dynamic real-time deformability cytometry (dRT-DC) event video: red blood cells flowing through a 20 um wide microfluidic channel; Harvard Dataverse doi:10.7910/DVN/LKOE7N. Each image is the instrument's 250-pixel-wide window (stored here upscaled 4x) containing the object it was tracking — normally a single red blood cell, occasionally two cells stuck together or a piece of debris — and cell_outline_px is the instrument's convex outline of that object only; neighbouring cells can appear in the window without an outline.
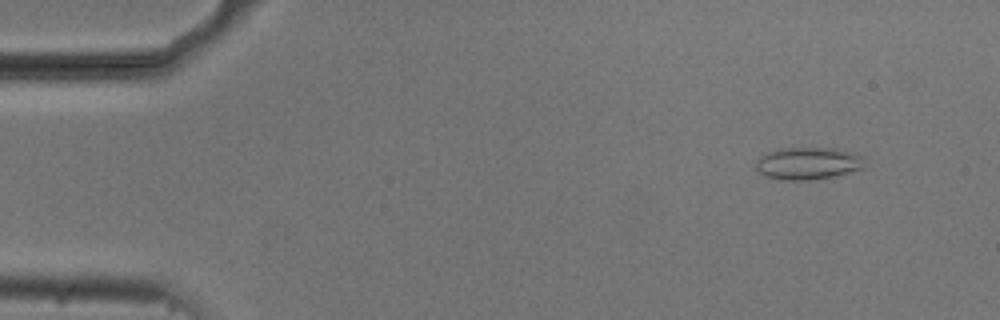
{"species": "common noctule bat (a hibernating species)", "species_latin": "Nyctalus noctula", "temperature_condition": "cold", "stored_images_in_passage": 54, "camera_frame_rate_fps": 3000, "um_per_image_px": 0.085, "animal": {"sex": "male", "body_mass_g": 20.5, "forearm_length_mm": 52.5}, "frame": {"image": 1, "passage_image": 5, "time_ms": 1.333, "image_size_px": [1000, 320], "cell_outline_px": [[864, 168], [836, 176], [808, 180], [780, 180], [764, 176], [756, 168], [756, 160], [760, 156], [776, 148], [836, 148], [852, 152], [864, 156]], "centroid_in_image_um": [68.68, 13.88], "position_along_channel_um": 16.3, "area_um2": 20.75}}
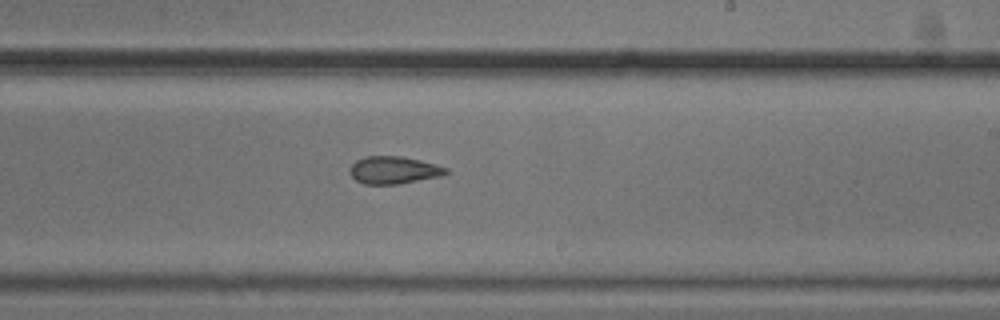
{"frame": {"image": 2, "passage_image": 32, "time_ms": 10.333, "image_size_px": [1000, 320], "cell_outline_px": [[448, 172], [440, 176], [396, 184], [364, 184], [356, 180], [348, 172], [348, 168], [356, 160], [364, 156], [400, 156], [420, 160], [448, 168]], "centroid_in_image_um": [33.41, 14.45], "position_along_channel_um": 255.6, "area_um2": 15.32}}
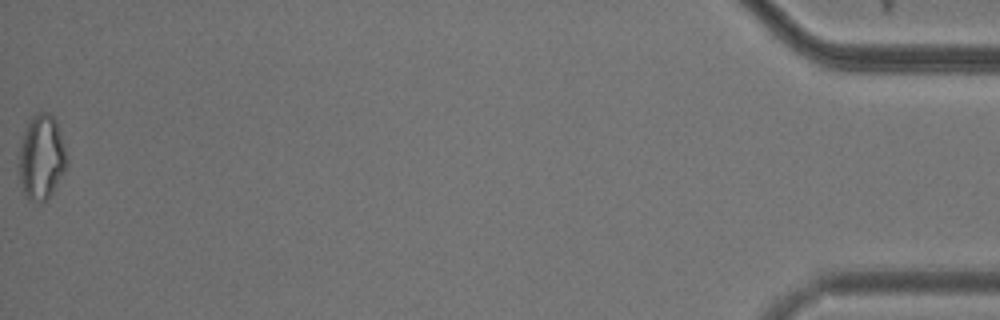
{"frame": {"image": 3, "passage_image": 54, "time_ms": 17.667, "image_size_px": [1000, 320], "cell_outline_px": [[68, 164], [64, 172], [52, 192], [40, 204], [28, 200], [24, 192], [20, 180], [16, 164], [24, 132], [32, 116], [36, 112], [48, 112], [56, 120], [68, 160]], "centroid_in_image_um": [3.5, 13.38], "position_along_channel_um": 431.7, "area_um2": 23.76}, "authors_computed_cell_mechanics": {"area_um2": 17.2533, "velocity_mm_per_s": 3.7456, "shape_relaxation_time_tau1_ms": null, "shape_relaxation_time_tau2_ms": 2.8332, "deformation_change_tau1": null, "deformation_change_tau2": 0.0932}}